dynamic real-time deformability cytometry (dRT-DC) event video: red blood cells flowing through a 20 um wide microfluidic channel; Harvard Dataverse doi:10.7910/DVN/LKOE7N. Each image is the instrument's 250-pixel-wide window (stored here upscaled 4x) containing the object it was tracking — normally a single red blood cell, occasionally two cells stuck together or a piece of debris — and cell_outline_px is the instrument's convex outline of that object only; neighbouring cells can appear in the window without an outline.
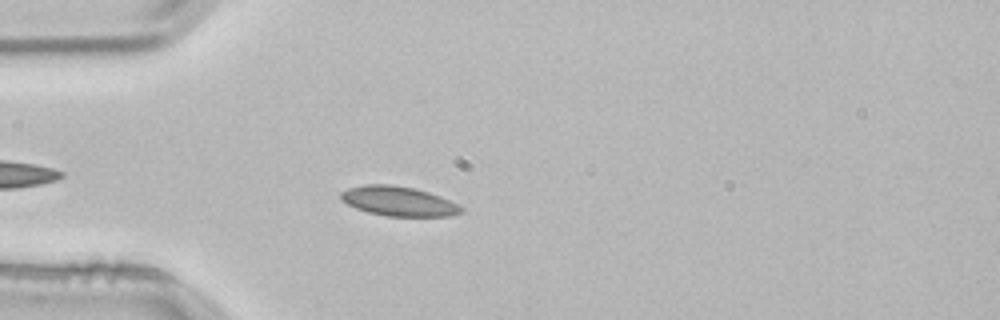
{"species": "common noctule bat (a hibernating species)", "species_latin": "Nyctalus noctula", "temperature_condition": "room temperature", "stored_images_in_passage": 3, "camera_frame_rate_fps": 3000, "um_per_image_px": 0.085, "animal": {"sex": "male", "body_mass_g": 21.5, "forearm_length_mm": 52.0}, "frame": {"image": 1, "passage_image": 3, "time_ms": 0.667, "image_size_px": [1000, 320], "cell_outline_px": [[464, 212], [452, 216], [388, 216], [368, 212], [356, 208], [340, 200], [340, 192], [348, 188], [364, 184], [388, 184], [412, 188], [428, 192], [440, 196], [464, 208]], "centroid_in_image_um": [33.86, 17.1], "position_along_channel_um": 51.1, "area_um2": 20.69}}